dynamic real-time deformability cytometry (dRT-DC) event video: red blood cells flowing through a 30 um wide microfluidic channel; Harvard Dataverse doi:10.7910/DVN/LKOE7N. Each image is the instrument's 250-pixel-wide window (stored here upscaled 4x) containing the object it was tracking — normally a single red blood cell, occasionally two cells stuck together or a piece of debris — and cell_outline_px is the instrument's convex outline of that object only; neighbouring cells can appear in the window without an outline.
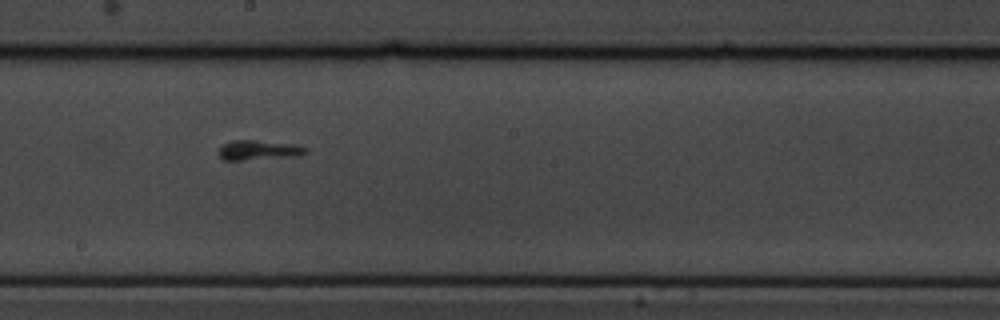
{"species": "common noctule bat (a hibernating species)", "species_latin": "Nyctalus noctula", "temperature_condition": "cold", "stored_images_in_passage": 56, "camera_frame_rate_fps": 3000, "um_per_image_px": 0.085, "animal": {"sex": "male", "body_mass_g": 19.5, "forearm_length_mm": 54.6}, "frame": {"image": 1, "passage_image": 32, "time_ms": 10.333, "image_size_px": [1000, 320], "cell_outline_px": [[308, 152], [300, 156], [240, 160], [224, 160], [216, 152], [224, 144], [232, 140], [256, 140], [296, 144], [308, 148]], "centroid_in_image_um": [22.02, 12.76], "position_along_channel_um": 226.2, "area_um2": 10.17}}